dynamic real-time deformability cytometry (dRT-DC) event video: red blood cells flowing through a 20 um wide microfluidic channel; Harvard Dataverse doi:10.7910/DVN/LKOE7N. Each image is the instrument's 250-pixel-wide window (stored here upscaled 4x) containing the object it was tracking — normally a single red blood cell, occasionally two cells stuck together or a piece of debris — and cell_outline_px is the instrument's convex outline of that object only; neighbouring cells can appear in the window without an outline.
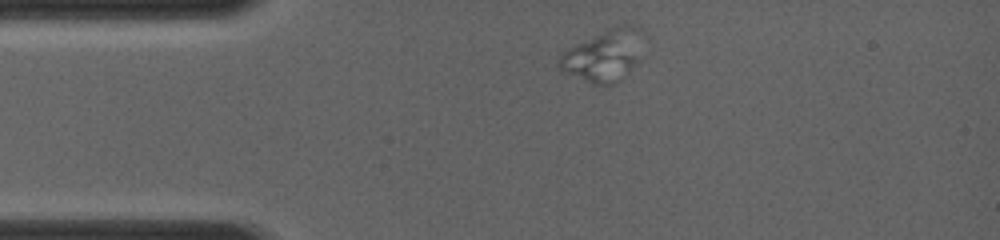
{"species": "common noctule bat (a hibernating species)", "species_latin": "Nyctalus noctula", "temperature_condition": "room temperature", "stored_images_in_passage": 31, "camera_frame_rate_fps": 4000, "um_per_image_px": 0.085, "animal": {"sex": "female", "body_mass_g": 19.0, "forearm_length_mm": 56.7}, "frame": {"image": 1, "passage_image": 1, "time_ms": 0.0, "image_size_px": [1000, 240], "cell_outline_px": [[644, 32], [636, 60], [620, 80], [612, 84], [596, 84], [564, 72], [556, 64], [556, 60], [568, 48], [616, 24], [632, 24], [644, 28]], "centroid_in_image_um": [51.32, 4.65], "position_along_channel_um": 33.7, "area_um2": 24.97}}